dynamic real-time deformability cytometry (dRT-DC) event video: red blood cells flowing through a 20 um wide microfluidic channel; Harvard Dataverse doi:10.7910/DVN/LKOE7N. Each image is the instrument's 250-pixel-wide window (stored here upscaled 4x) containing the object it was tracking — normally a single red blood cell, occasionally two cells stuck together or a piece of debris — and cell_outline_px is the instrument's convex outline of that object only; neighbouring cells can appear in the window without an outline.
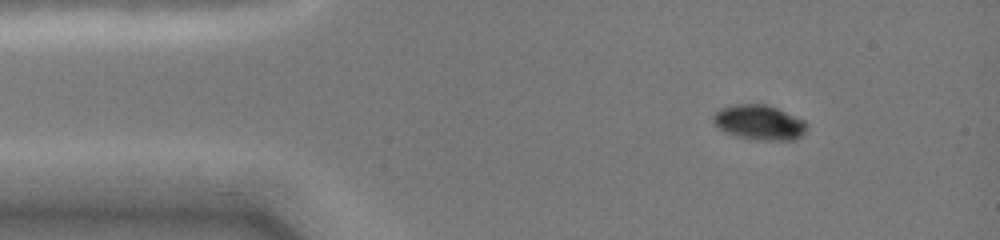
{"species": "common noctule bat (a hibernating species)", "species_latin": "Nyctalus noctula", "temperature_condition": "cold", "stored_images_in_passage": 59, "camera_frame_rate_fps": 3000, "um_per_image_px": 0.085, "animal": {"sex": "female", "body_mass_g": 19.0, "forearm_length_mm": 51.5}, "frame": {"image": 1, "passage_image": 1, "time_ms": 0.0, "image_size_px": [1000, 240], "cell_outline_px": [[808, 124], [804, 132], [800, 136], [792, 140], [756, 140], [736, 136], [724, 132], [712, 120], [712, 116], [720, 108], [732, 104], [768, 104], [804, 120]], "centroid_in_image_um": [64.52, 10.4], "position_along_channel_um": 20.5, "area_um2": 19.07}}
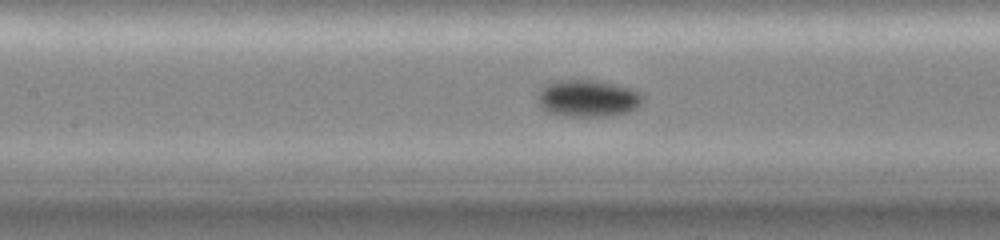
{"frame": {"image": 2, "passage_image": 26, "time_ms": 5.0, "image_size_px": [1000, 240], "cell_outline_px": [[644, 100], [636, 108], [628, 112], [612, 116], [564, 116], [544, 112], [540, 108], [536, 100], [536, 96], [540, 88], [556, 80], [596, 80], [632, 88], [640, 92], [644, 96]], "centroid_in_image_um": [49.93, 8.37], "position_along_channel_um": 157.5, "area_um2": 23.18}}
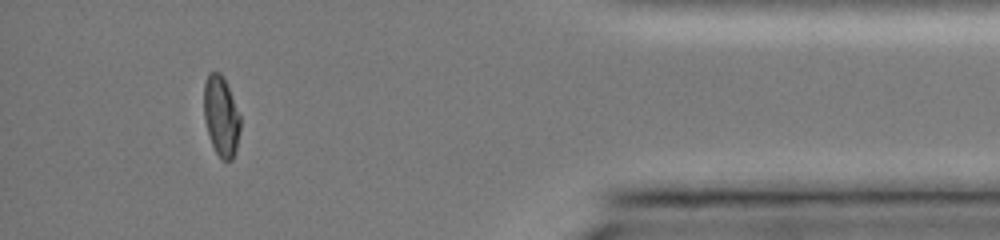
{"frame": {"image": 3, "passage_image": 51, "time_ms": 12.333, "image_size_px": [1000, 240], "cell_outline_px": [[240, 132], [236, 152], [232, 160], [224, 160], [216, 152], [212, 144], [204, 120], [204, 84], [208, 72], [220, 72], [224, 76], [240, 116]], "centroid_in_image_um": [18.8, 9.85], "position_along_channel_um": 416.4, "area_um2": 17.05}, "authors_computed_cell_mechanics": {"area_um2": 19.4208, "velocity_mm_per_s": 4.0133, "shape_relaxation_time_tau1_ms": 3.3208, "shape_relaxation_time_tau2_ms": null, "deformation_change_tau1": 0.1146, "deformation_change_tau2": null}}